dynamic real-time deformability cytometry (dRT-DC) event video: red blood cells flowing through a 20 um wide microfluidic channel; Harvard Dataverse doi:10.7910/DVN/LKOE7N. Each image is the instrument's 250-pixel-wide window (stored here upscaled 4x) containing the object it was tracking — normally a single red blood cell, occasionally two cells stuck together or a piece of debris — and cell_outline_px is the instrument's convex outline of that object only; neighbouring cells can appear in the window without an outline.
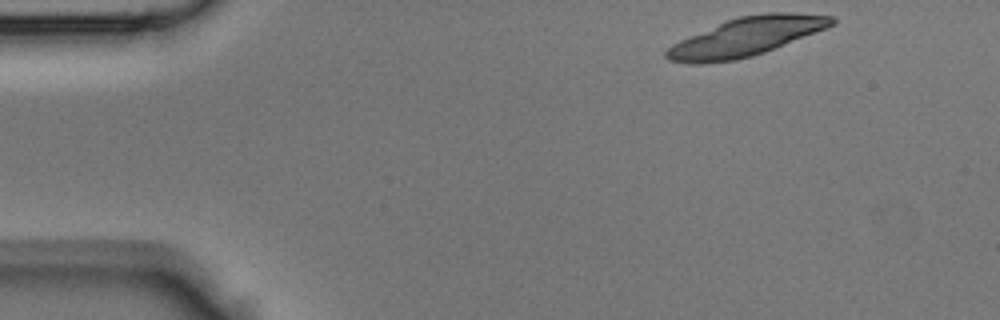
{"species": "Egyptian fruit bat (a non-hibernating species)", "species_latin": "Rousettus aegyptiacus", "temperature_condition": "room temperature", "stored_images_in_passage": 12, "camera_frame_rate_fps": 3000, "um_per_image_px": 0.085, "animal": {"sex": "male"}, "frame": {"image": 1, "passage_image": 1, "time_ms": 0.0, "image_size_px": [1000, 320], "cell_outline_px": [[836, 24], [828, 28], [764, 52], [752, 56], [736, 60], [700, 64], [688, 64], [668, 60], [664, 56], [664, 52], [672, 44], [680, 40], [728, 20], [740, 16], [768, 12], [792, 12], [832, 16], [836, 20]], "centroid_in_image_um": [63.44, 3.13], "position_along_channel_um": 21.6, "area_um2": 37.05}}